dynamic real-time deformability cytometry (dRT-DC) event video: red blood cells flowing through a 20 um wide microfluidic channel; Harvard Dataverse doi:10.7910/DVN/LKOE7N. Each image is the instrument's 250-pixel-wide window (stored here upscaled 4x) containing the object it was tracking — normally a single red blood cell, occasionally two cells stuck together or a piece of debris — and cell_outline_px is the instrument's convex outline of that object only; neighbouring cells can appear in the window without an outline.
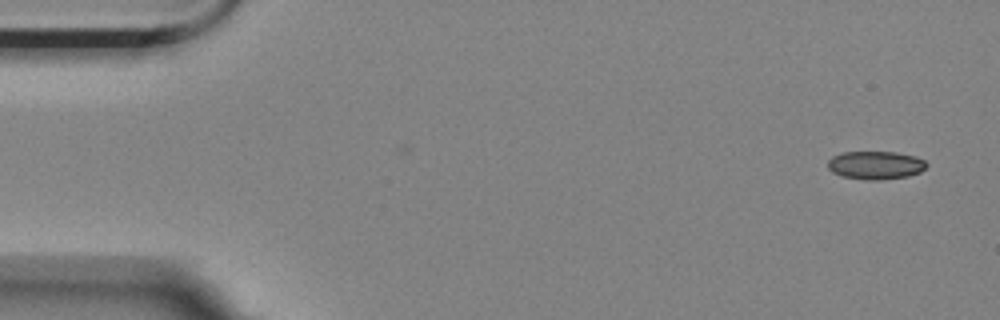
{"species": "Egyptian fruit bat (a non-hibernating species)", "species_latin": "Rousettus aegyptiacus", "temperature_condition": "room temperature", "stored_images_in_passage": 5, "camera_frame_rate_fps": 3000, "um_per_image_px": 0.085, "animal": {"sex": "female"}, "frame": {"image": 1, "passage_image": 1, "time_ms": 0.0, "image_size_px": [1000, 320], "cell_outline_px": [[928, 164], [920, 172], [908, 176], [880, 180], [864, 180], [840, 176], [832, 172], [828, 168], [828, 160], [832, 156], [840, 152], [896, 152], [916, 156], [924, 160]], "centroid_in_image_um": [74.4, 14.04], "position_along_channel_um": 10.6, "area_um2": 16.42}}
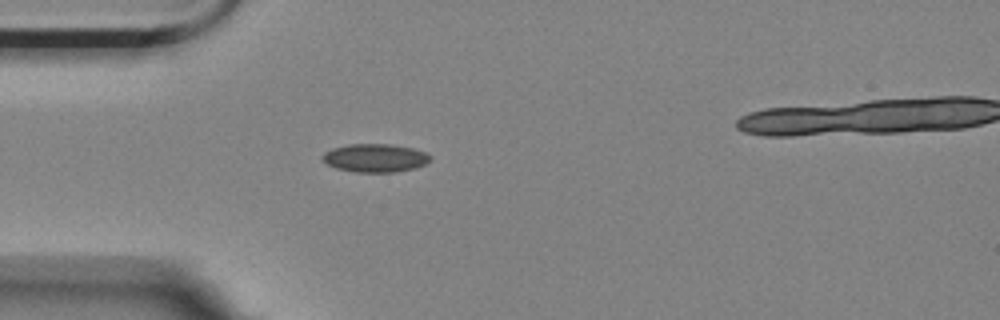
{"frame": {"image": 2, "passage_image": 4, "time_ms": 1.0, "image_size_px": [1000, 320], "cell_outline_px": [[432, 156], [424, 164], [416, 168], [396, 172], [352, 172], [336, 168], [320, 160], [320, 156], [324, 152], [332, 148], [352, 144], [388, 144], [412, 148], [424, 152]], "centroid_in_image_um": [31.83, 13.43], "position_along_channel_um": 53.2, "area_um2": 17.8}}